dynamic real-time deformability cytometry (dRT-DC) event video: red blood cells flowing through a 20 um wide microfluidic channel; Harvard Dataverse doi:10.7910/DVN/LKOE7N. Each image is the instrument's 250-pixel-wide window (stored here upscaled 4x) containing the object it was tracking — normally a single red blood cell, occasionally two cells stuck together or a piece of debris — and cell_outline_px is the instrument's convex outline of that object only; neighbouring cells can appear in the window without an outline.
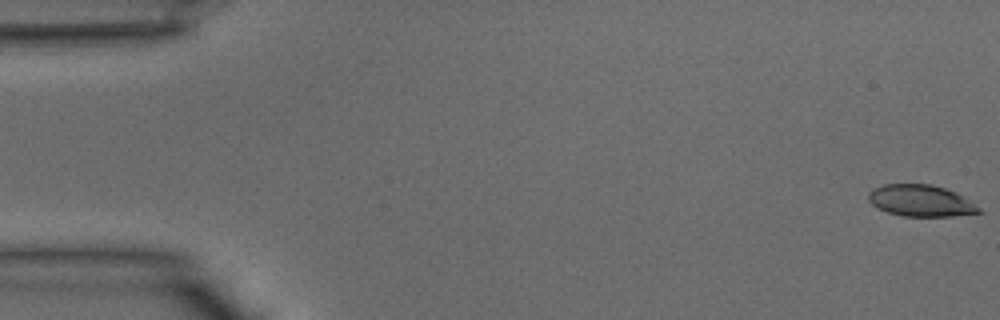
{"species": "common noctule bat (a hibernating species)", "species_latin": "Nyctalus noctula", "temperature_condition": "warm", "stored_images_in_passage": 40, "camera_frame_rate_fps": 3000, "um_per_image_px": 0.085, "animal": {"sex": "male", "body_mass_g": 15.6}, "frame": {"image": 1, "passage_image": 1, "time_ms": 0.0, "image_size_px": [1000, 320], "cell_outline_px": [[984, 212], [952, 216], [904, 216], [888, 212], [872, 204], [868, 200], [868, 192], [872, 188], [884, 184], [932, 184], [956, 192], [980, 208]], "centroid_in_image_um": [78.25, 17.05], "position_along_channel_um": 6.7, "area_um2": 20.23}}
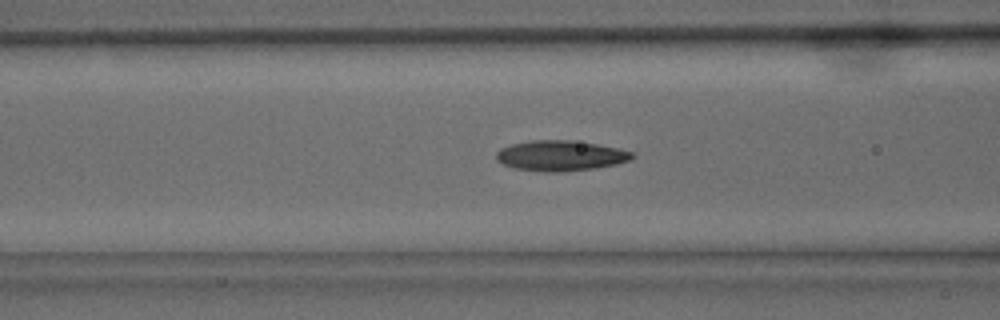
{"frame": {"image": 2, "passage_image": 16, "time_ms": 5.0, "image_size_px": [1000, 320], "cell_outline_px": [[636, 156], [628, 160], [616, 164], [596, 168], [564, 172], [544, 172], [516, 168], [504, 164], [496, 160], [496, 152], [500, 148], [512, 144], [532, 140], [572, 140], [600, 144], [620, 148], [636, 152]], "centroid_in_image_um": [47.69, 13.23], "position_along_channel_um": 118.9, "area_um2": 24.33}}
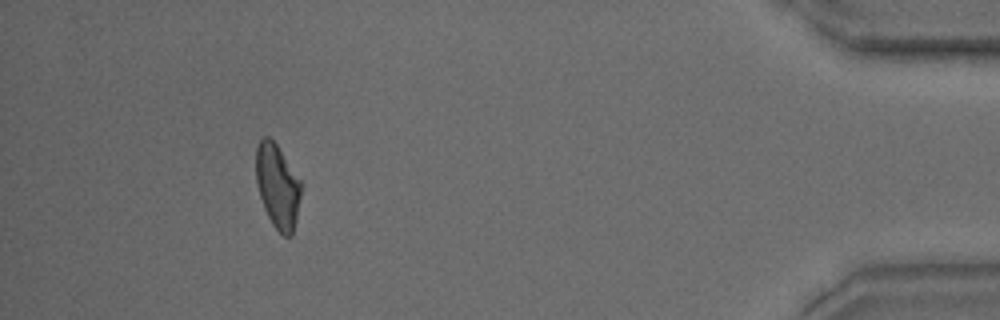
{"frame": {"image": 3, "passage_image": 37, "time_ms": 12.0, "image_size_px": [1000, 320], "cell_outline_px": [[300, 196], [296, 220], [292, 236], [284, 236], [272, 224], [264, 208], [256, 184], [256, 144], [264, 136], [268, 136], [276, 144], [300, 180]], "centroid_in_image_um": [23.57, 15.82], "position_along_channel_um": 411.6, "area_um2": 21.79}}